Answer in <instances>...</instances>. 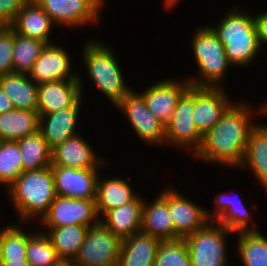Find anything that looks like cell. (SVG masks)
Returning <instances> with one entry per match:
<instances>
[{
  "label": "cell",
  "instance_id": "21",
  "mask_svg": "<svg viewBox=\"0 0 267 266\" xmlns=\"http://www.w3.org/2000/svg\"><path fill=\"white\" fill-rule=\"evenodd\" d=\"M9 26L19 35L40 40L46 44L55 43L58 40L52 37L55 35L53 32L57 26L35 0H28Z\"/></svg>",
  "mask_w": 267,
  "mask_h": 266
},
{
  "label": "cell",
  "instance_id": "37",
  "mask_svg": "<svg viewBox=\"0 0 267 266\" xmlns=\"http://www.w3.org/2000/svg\"><path fill=\"white\" fill-rule=\"evenodd\" d=\"M14 30L0 26V76L13 73Z\"/></svg>",
  "mask_w": 267,
  "mask_h": 266
},
{
  "label": "cell",
  "instance_id": "43",
  "mask_svg": "<svg viewBox=\"0 0 267 266\" xmlns=\"http://www.w3.org/2000/svg\"><path fill=\"white\" fill-rule=\"evenodd\" d=\"M3 266H31L27 261L22 262H4Z\"/></svg>",
  "mask_w": 267,
  "mask_h": 266
},
{
  "label": "cell",
  "instance_id": "24",
  "mask_svg": "<svg viewBox=\"0 0 267 266\" xmlns=\"http://www.w3.org/2000/svg\"><path fill=\"white\" fill-rule=\"evenodd\" d=\"M237 170L253 174L252 177L259 186L267 191V123L265 121L260 122L248 137L243 161Z\"/></svg>",
  "mask_w": 267,
  "mask_h": 266
},
{
  "label": "cell",
  "instance_id": "14",
  "mask_svg": "<svg viewBox=\"0 0 267 266\" xmlns=\"http://www.w3.org/2000/svg\"><path fill=\"white\" fill-rule=\"evenodd\" d=\"M152 81L148 87L137 92L143 97L147 108L166 126L170 121L178 100L188 90L190 83L185 77L170 76ZM180 78V79H179Z\"/></svg>",
  "mask_w": 267,
  "mask_h": 266
},
{
  "label": "cell",
  "instance_id": "22",
  "mask_svg": "<svg viewBox=\"0 0 267 266\" xmlns=\"http://www.w3.org/2000/svg\"><path fill=\"white\" fill-rule=\"evenodd\" d=\"M101 174L100 172L97 180L95 199L96 211L100 219L108 211L132 202L140 194L130 184L129 177Z\"/></svg>",
  "mask_w": 267,
  "mask_h": 266
},
{
  "label": "cell",
  "instance_id": "12",
  "mask_svg": "<svg viewBox=\"0 0 267 266\" xmlns=\"http://www.w3.org/2000/svg\"><path fill=\"white\" fill-rule=\"evenodd\" d=\"M218 192L213 199V209L210 210L206 207V216L209 221H215L218 224L225 226L228 230L235 233L242 231H259L257 224H255L252 218L254 206L251 204V208H247L245 205L244 197L234 192Z\"/></svg>",
  "mask_w": 267,
  "mask_h": 266
},
{
  "label": "cell",
  "instance_id": "19",
  "mask_svg": "<svg viewBox=\"0 0 267 266\" xmlns=\"http://www.w3.org/2000/svg\"><path fill=\"white\" fill-rule=\"evenodd\" d=\"M103 170L51 166L56 195L73 199H96L97 180Z\"/></svg>",
  "mask_w": 267,
  "mask_h": 266
},
{
  "label": "cell",
  "instance_id": "16",
  "mask_svg": "<svg viewBox=\"0 0 267 266\" xmlns=\"http://www.w3.org/2000/svg\"><path fill=\"white\" fill-rule=\"evenodd\" d=\"M169 215L174 226V240L192 235L209 222L205 206L194 202L172 184L169 185Z\"/></svg>",
  "mask_w": 267,
  "mask_h": 266
},
{
  "label": "cell",
  "instance_id": "30",
  "mask_svg": "<svg viewBox=\"0 0 267 266\" xmlns=\"http://www.w3.org/2000/svg\"><path fill=\"white\" fill-rule=\"evenodd\" d=\"M49 237L59 258L74 259L81 248L89 229L82 225H66L62 227H40Z\"/></svg>",
  "mask_w": 267,
  "mask_h": 266
},
{
  "label": "cell",
  "instance_id": "40",
  "mask_svg": "<svg viewBox=\"0 0 267 266\" xmlns=\"http://www.w3.org/2000/svg\"><path fill=\"white\" fill-rule=\"evenodd\" d=\"M14 109L13 103L10 98L0 88V114Z\"/></svg>",
  "mask_w": 267,
  "mask_h": 266
},
{
  "label": "cell",
  "instance_id": "3",
  "mask_svg": "<svg viewBox=\"0 0 267 266\" xmlns=\"http://www.w3.org/2000/svg\"><path fill=\"white\" fill-rule=\"evenodd\" d=\"M113 44L91 38L82 43L81 60L89 82L96 90L116 107L122 99L134 88L127 84L122 65L119 63ZM130 86V87H129Z\"/></svg>",
  "mask_w": 267,
  "mask_h": 266
},
{
  "label": "cell",
  "instance_id": "41",
  "mask_svg": "<svg viewBox=\"0 0 267 266\" xmlns=\"http://www.w3.org/2000/svg\"><path fill=\"white\" fill-rule=\"evenodd\" d=\"M162 8H164L166 11L169 10H174L175 8H177V6L179 5V3H181L183 0H162Z\"/></svg>",
  "mask_w": 267,
  "mask_h": 266
},
{
  "label": "cell",
  "instance_id": "38",
  "mask_svg": "<svg viewBox=\"0 0 267 266\" xmlns=\"http://www.w3.org/2000/svg\"><path fill=\"white\" fill-rule=\"evenodd\" d=\"M28 0H0V26H9Z\"/></svg>",
  "mask_w": 267,
  "mask_h": 266
},
{
  "label": "cell",
  "instance_id": "2",
  "mask_svg": "<svg viewBox=\"0 0 267 266\" xmlns=\"http://www.w3.org/2000/svg\"><path fill=\"white\" fill-rule=\"evenodd\" d=\"M212 25L206 23L222 42L226 56L233 68L249 69L263 49L259 43L254 11L246 6H230ZM242 7V8H241ZM259 55V56H258ZM258 57V58H257Z\"/></svg>",
  "mask_w": 267,
  "mask_h": 266
},
{
  "label": "cell",
  "instance_id": "28",
  "mask_svg": "<svg viewBox=\"0 0 267 266\" xmlns=\"http://www.w3.org/2000/svg\"><path fill=\"white\" fill-rule=\"evenodd\" d=\"M38 130L37 111L14 108L0 114V141H17Z\"/></svg>",
  "mask_w": 267,
  "mask_h": 266
},
{
  "label": "cell",
  "instance_id": "15",
  "mask_svg": "<svg viewBox=\"0 0 267 266\" xmlns=\"http://www.w3.org/2000/svg\"><path fill=\"white\" fill-rule=\"evenodd\" d=\"M59 41L46 44L34 63L29 77L37 84L59 80H78V71L74 69L72 53Z\"/></svg>",
  "mask_w": 267,
  "mask_h": 266
},
{
  "label": "cell",
  "instance_id": "45",
  "mask_svg": "<svg viewBox=\"0 0 267 266\" xmlns=\"http://www.w3.org/2000/svg\"><path fill=\"white\" fill-rule=\"evenodd\" d=\"M104 7H107L105 5H107V2L105 0H98Z\"/></svg>",
  "mask_w": 267,
  "mask_h": 266
},
{
  "label": "cell",
  "instance_id": "18",
  "mask_svg": "<svg viewBox=\"0 0 267 266\" xmlns=\"http://www.w3.org/2000/svg\"><path fill=\"white\" fill-rule=\"evenodd\" d=\"M86 139L80 132L58 145L52 150L51 166L75 169L106 168L109 166L110 159L107 160L105 155L103 157L93 150L92 143L90 144L89 139Z\"/></svg>",
  "mask_w": 267,
  "mask_h": 266
},
{
  "label": "cell",
  "instance_id": "29",
  "mask_svg": "<svg viewBox=\"0 0 267 266\" xmlns=\"http://www.w3.org/2000/svg\"><path fill=\"white\" fill-rule=\"evenodd\" d=\"M28 227V223L13 221L0 226V257L3 262L27 261Z\"/></svg>",
  "mask_w": 267,
  "mask_h": 266
},
{
  "label": "cell",
  "instance_id": "20",
  "mask_svg": "<svg viewBox=\"0 0 267 266\" xmlns=\"http://www.w3.org/2000/svg\"><path fill=\"white\" fill-rule=\"evenodd\" d=\"M166 186L152 201L145 197L142 209L141 232L161 241L174 240V226L169 215V185Z\"/></svg>",
  "mask_w": 267,
  "mask_h": 266
},
{
  "label": "cell",
  "instance_id": "17",
  "mask_svg": "<svg viewBox=\"0 0 267 266\" xmlns=\"http://www.w3.org/2000/svg\"><path fill=\"white\" fill-rule=\"evenodd\" d=\"M225 88L194 86L193 120L198 131L204 135L211 130L226 110L235 102ZM233 97V99H232Z\"/></svg>",
  "mask_w": 267,
  "mask_h": 266
},
{
  "label": "cell",
  "instance_id": "4",
  "mask_svg": "<svg viewBox=\"0 0 267 266\" xmlns=\"http://www.w3.org/2000/svg\"><path fill=\"white\" fill-rule=\"evenodd\" d=\"M5 195L12 204L15 221L29 225L39 222L57 196L51 166L22 172Z\"/></svg>",
  "mask_w": 267,
  "mask_h": 266
},
{
  "label": "cell",
  "instance_id": "9",
  "mask_svg": "<svg viewBox=\"0 0 267 266\" xmlns=\"http://www.w3.org/2000/svg\"><path fill=\"white\" fill-rule=\"evenodd\" d=\"M53 23L69 30L99 26L104 6L98 0H35ZM103 13V14H102ZM100 20V21H99ZM96 24V25H95ZM90 25V26H89Z\"/></svg>",
  "mask_w": 267,
  "mask_h": 266
},
{
  "label": "cell",
  "instance_id": "27",
  "mask_svg": "<svg viewBox=\"0 0 267 266\" xmlns=\"http://www.w3.org/2000/svg\"><path fill=\"white\" fill-rule=\"evenodd\" d=\"M0 88L10 98L14 108L37 111L38 84L28 74L9 73L0 76Z\"/></svg>",
  "mask_w": 267,
  "mask_h": 266
},
{
  "label": "cell",
  "instance_id": "11",
  "mask_svg": "<svg viewBox=\"0 0 267 266\" xmlns=\"http://www.w3.org/2000/svg\"><path fill=\"white\" fill-rule=\"evenodd\" d=\"M99 222L100 218L96 211L95 199H73L57 195L38 224L41 227H62L66 225L92 227Z\"/></svg>",
  "mask_w": 267,
  "mask_h": 266
},
{
  "label": "cell",
  "instance_id": "44",
  "mask_svg": "<svg viewBox=\"0 0 267 266\" xmlns=\"http://www.w3.org/2000/svg\"><path fill=\"white\" fill-rule=\"evenodd\" d=\"M264 112H265V118H267V99L264 100Z\"/></svg>",
  "mask_w": 267,
  "mask_h": 266
},
{
  "label": "cell",
  "instance_id": "6",
  "mask_svg": "<svg viewBox=\"0 0 267 266\" xmlns=\"http://www.w3.org/2000/svg\"><path fill=\"white\" fill-rule=\"evenodd\" d=\"M235 234L225 226L209 221L202 229L184 238L191 266H230L228 238Z\"/></svg>",
  "mask_w": 267,
  "mask_h": 266
},
{
  "label": "cell",
  "instance_id": "1",
  "mask_svg": "<svg viewBox=\"0 0 267 266\" xmlns=\"http://www.w3.org/2000/svg\"><path fill=\"white\" fill-rule=\"evenodd\" d=\"M240 99L235 100L217 124L203 135L201 147L193 158L232 171L240 166L248 137L260 122L255 121L256 118H265L264 103L254 106Z\"/></svg>",
  "mask_w": 267,
  "mask_h": 266
},
{
  "label": "cell",
  "instance_id": "8",
  "mask_svg": "<svg viewBox=\"0 0 267 266\" xmlns=\"http://www.w3.org/2000/svg\"><path fill=\"white\" fill-rule=\"evenodd\" d=\"M115 109L126 118L142 144L148 148L165 146V125L147 108L136 88L132 89Z\"/></svg>",
  "mask_w": 267,
  "mask_h": 266
},
{
  "label": "cell",
  "instance_id": "33",
  "mask_svg": "<svg viewBox=\"0 0 267 266\" xmlns=\"http://www.w3.org/2000/svg\"><path fill=\"white\" fill-rule=\"evenodd\" d=\"M24 172L20 147L16 141H0V187L4 193Z\"/></svg>",
  "mask_w": 267,
  "mask_h": 266
},
{
  "label": "cell",
  "instance_id": "42",
  "mask_svg": "<svg viewBox=\"0 0 267 266\" xmlns=\"http://www.w3.org/2000/svg\"><path fill=\"white\" fill-rule=\"evenodd\" d=\"M52 266H77L74 263V259L59 258Z\"/></svg>",
  "mask_w": 267,
  "mask_h": 266
},
{
  "label": "cell",
  "instance_id": "35",
  "mask_svg": "<svg viewBox=\"0 0 267 266\" xmlns=\"http://www.w3.org/2000/svg\"><path fill=\"white\" fill-rule=\"evenodd\" d=\"M26 258L31 266H52L59 259L49 237L37 228L28 231Z\"/></svg>",
  "mask_w": 267,
  "mask_h": 266
},
{
  "label": "cell",
  "instance_id": "36",
  "mask_svg": "<svg viewBox=\"0 0 267 266\" xmlns=\"http://www.w3.org/2000/svg\"><path fill=\"white\" fill-rule=\"evenodd\" d=\"M154 266H191L189 250L185 240L161 241Z\"/></svg>",
  "mask_w": 267,
  "mask_h": 266
},
{
  "label": "cell",
  "instance_id": "26",
  "mask_svg": "<svg viewBox=\"0 0 267 266\" xmlns=\"http://www.w3.org/2000/svg\"><path fill=\"white\" fill-rule=\"evenodd\" d=\"M161 240L143 232L122 240L117 266H154Z\"/></svg>",
  "mask_w": 267,
  "mask_h": 266
},
{
  "label": "cell",
  "instance_id": "34",
  "mask_svg": "<svg viewBox=\"0 0 267 266\" xmlns=\"http://www.w3.org/2000/svg\"><path fill=\"white\" fill-rule=\"evenodd\" d=\"M46 43L17 34L14 31L13 73L28 74Z\"/></svg>",
  "mask_w": 267,
  "mask_h": 266
},
{
  "label": "cell",
  "instance_id": "7",
  "mask_svg": "<svg viewBox=\"0 0 267 266\" xmlns=\"http://www.w3.org/2000/svg\"><path fill=\"white\" fill-rule=\"evenodd\" d=\"M194 86L181 96L170 121L165 126V147L177 148L192 155L200 149L203 135L198 131L193 120ZM167 145V146H166Z\"/></svg>",
  "mask_w": 267,
  "mask_h": 266
},
{
  "label": "cell",
  "instance_id": "5",
  "mask_svg": "<svg viewBox=\"0 0 267 266\" xmlns=\"http://www.w3.org/2000/svg\"><path fill=\"white\" fill-rule=\"evenodd\" d=\"M192 33L189 48L197 71L185 78L191 86L225 88L228 70L234 68L228 61L222 42L205 24L196 27Z\"/></svg>",
  "mask_w": 267,
  "mask_h": 266
},
{
  "label": "cell",
  "instance_id": "32",
  "mask_svg": "<svg viewBox=\"0 0 267 266\" xmlns=\"http://www.w3.org/2000/svg\"><path fill=\"white\" fill-rule=\"evenodd\" d=\"M16 142L20 147L24 171L40 170L52 165V150L39 130Z\"/></svg>",
  "mask_w": 267,
  "mask_h": 266
},
{
  "label": "cell",
  "instance_id": "25",
  "mask_svg": "<svg viewBox=\"0 0 267 266\" xmlns=\"http://www.w3.org/2000/svg\"><path fill=\"white\" fill-rule=\"evenodd\" d=\"M144 199L139 194L132 202L108 211L100 222L121 240L131 237L141 231Z\"/></svg>",
  "mask_w": 267,
  "mask_h": 266
},
{
  "label": "cell",
  "instance_id": "10",
  "mask_svg": "<svg viewBox=\"0 0 267 266\" xmlns=\"http://www.w3.org/2000/svg\"><path fill=\"white\" fill-rule=\"evenodd\" d=\"M122 240L101 222L89 227L74 263L77 266H117Z\"/></svg>",
  "mask_w": 267,
  "mask_h": 266
},
{
  "label": "cell",
  "instance_id": "23",
  "mask_svg": "<svg viewBox=\"0 0 267 266\" xmlns=\"http://www.w3.org/2000/svg\"><path fill=\"white\" fill-rule=\"evenodd\" d=\"M82 108H65L39 117V131L51 150L80 133L77 129Z\"/></svg>",
  "mask_w": 267,
  "mask_h": 266
},
{
  "label": "cell",
  "instance_id": "39",
  "mask_svg": "<svg viewBox=\"0 0 267 266\" xmlns=\"http://www.w3.org/2000/svg\"><path fill=\"white\" fill-rule=\"evenodd\" d=\"M254 19L261 48L267 50V9L261 12H254Z\"/></svg>",
  "mask_w": 267,
  "mask_h": 266
},
{
  "label": "cell",
  "instance_id": "31",
  "mask_svg": "<svg viewBox=\"0 0 267 266\" xmlns=\"http://www.w3.org/2000/svg\"><path fill=\"white\" fill-rule=\"evenodd\" d=\"M259 231L237 232V253L243 266H267V237Z\"/></svg>",
  "mask_w": 267,
  "mask_h": 266
},
{
  "label": "cell",
  "instance_id": "46",
  "mask_svg": "<svg viewBox=\"0 0 267 266\" xmlns=\"http://www.w3.org/2000/svg\"><path fill=\"white\" fill-rule=\"evenodd\" d=\"M4 262L2 261L1 257H0V266H3Z\"/></svg>",
  "mask_w": 267,
  "mask_h": 266
},
{
  "label": "cell",
  "instance_id": "13",
  "mask_svg": "<svg viewBox=\"0 0 267 266\" xmlns=\"http://www.w3.org/2000/svg\"><path fill=\"white\" fill-rule=\"evenodd\" d=\"M84 74L78 80H59L38 84L39 117L70 107H85L86 83ZM84 78V79H83ZM84 99V100H83Z\"/></svg>",
  "mask_w": 267,
  "mask_h": 266
}]
</instances>
